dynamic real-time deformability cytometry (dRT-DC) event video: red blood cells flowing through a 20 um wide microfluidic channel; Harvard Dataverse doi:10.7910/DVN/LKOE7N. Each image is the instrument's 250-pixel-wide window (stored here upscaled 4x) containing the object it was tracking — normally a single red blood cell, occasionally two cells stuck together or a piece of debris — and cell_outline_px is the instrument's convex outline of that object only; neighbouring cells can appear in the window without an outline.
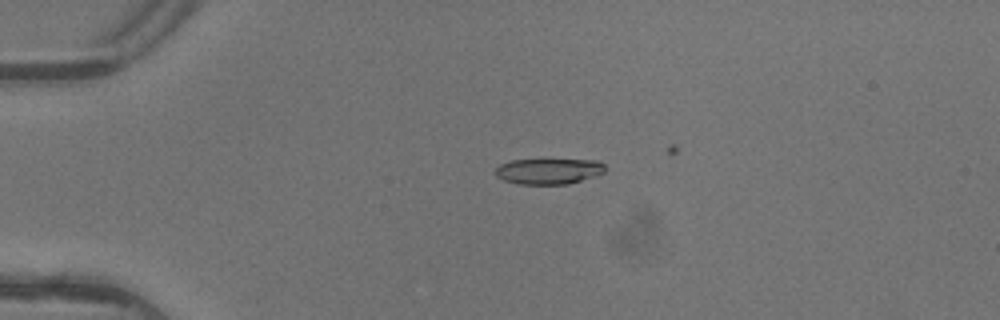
{"species": "common noctule bat (a hibernating species)", "species_latin": "Nyctalus noctula", "temperature_condition": "warm", "stored_images_in_passage": 6, "camera_frame_rate_fps": 3000, "um_per_image_px": 0.085, "animal": {"sex": "female"}, "frame": {"image": 1, "passage_image": 4, "time_ms": 1.0, "image_size_px": [1000, 320], "cell_outline_px": [[604, 172], [596, 176], [568, 184], [520, 184], [504, 180], [496, 176], [496, 168], [500, 164], [512, 160], [596, 160], [604, 164]], "centroid_in_image_um": [46.64, 14.55], "position_along_channel_um": 38.4, "area_um2": 16.3}}